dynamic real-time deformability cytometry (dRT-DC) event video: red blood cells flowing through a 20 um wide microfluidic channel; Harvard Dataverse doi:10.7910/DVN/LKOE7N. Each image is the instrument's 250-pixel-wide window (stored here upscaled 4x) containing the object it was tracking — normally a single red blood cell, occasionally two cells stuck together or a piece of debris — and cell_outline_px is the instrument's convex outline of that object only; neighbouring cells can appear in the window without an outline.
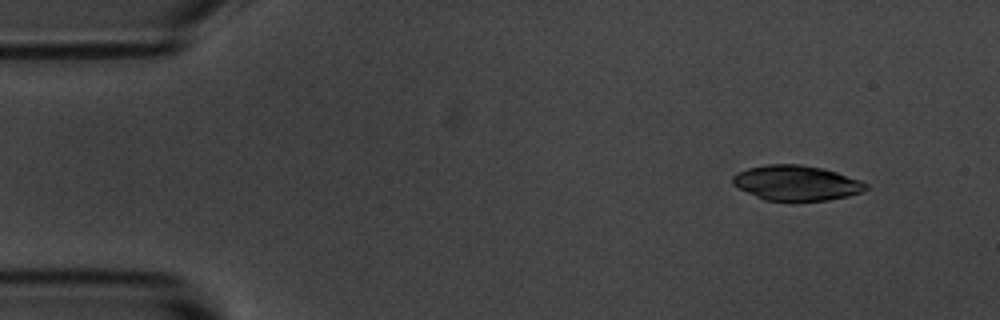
{"species": "common noctule bat (a hibernating species)", "species_latin": "Nyctalus noctula", "temperature_condition": "room temperature", "stored_images_in_passage": 5, "camera_frame_rate_fps": 3000, "um_per_image_px": 0.085, "animal": {"sex": "male", "body_mass_g": 20.1, "forearm_length_mm": 53.5}, "frame": {"image": 1, "passage_image": 1, "time_ms": 0.0, "image_size_px": [1000, 320], "cell_outline_px": [[868, 188], [864, 192], [848, 196], [828, 200], [764, 200], [732, 184], [732, 176], [736, 172], [748, 168], [768, 164], [800, 164], [824, 168], [860, 180], [868, 184]], "centroid_in_image_um": [67.71, 15.54], "position_along_channel_um": 17.3, "area_um2": 27.17}}
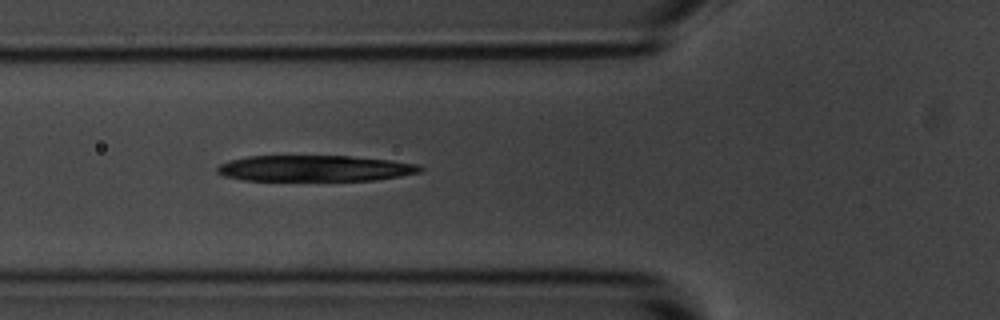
{"frame": {"image": 2, "passage_image": 5, "time_ms": 1.333, "image_size_px": [1000, 320], "cell_outline_px": [[424, 168], [420, 172], [400, 176], [376, 180], [244, 180], [224, 176], [216, 172], [216, 168], [220, 164], [228, 160], [248, 156], [352, 156], [388, 160], [416, 164]], "centroid_in_image_um": [26.72, 14.3], "position_along_channel_um": 99.1, "area_um2": 30.69}}